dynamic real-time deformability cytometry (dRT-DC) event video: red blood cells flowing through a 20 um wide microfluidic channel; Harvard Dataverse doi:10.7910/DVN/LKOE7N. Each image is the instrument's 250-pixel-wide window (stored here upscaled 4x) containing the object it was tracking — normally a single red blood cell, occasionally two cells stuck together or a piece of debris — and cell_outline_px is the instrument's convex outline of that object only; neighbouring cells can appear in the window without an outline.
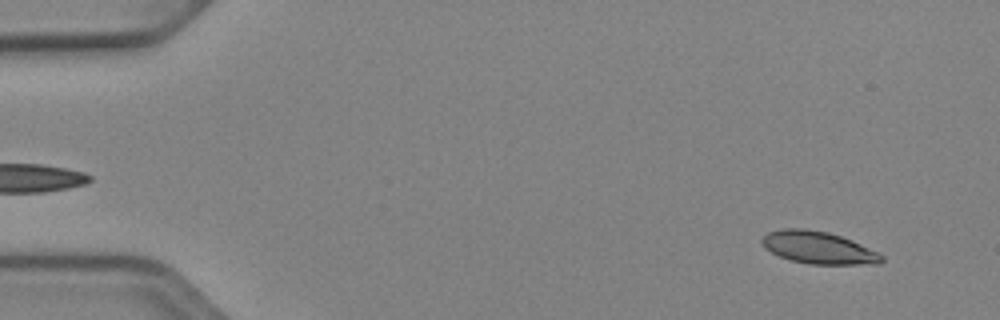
{"species": "Egyptian fruit bat (a non-hibernating species)", "species_latin": "Rousettus aegyptiacus", "temperature_condition": "cold", "stored_images_in_passage": 52, "camera_frame_rate_fps": 3000, "um_per_image_px": 0.085, "animal": {"sex": "female"}, "frame": {"image": 1, "passage_image": 4, "time_ms": 1.0, "image_size_px": [1000, 320], "cell_outline_px": [[884, 260], [880, 264], [808, 264], [792, 260], [780, 256], [764, 248], [760, 240], [768, 232], [780, 228], [804, 228], [828, 232], [852, 240], [884, 256]], "centroid_in_image_um": [69.54, 21.04], "position_along_channel_um": 15.5, "area_um2": 22.48}}
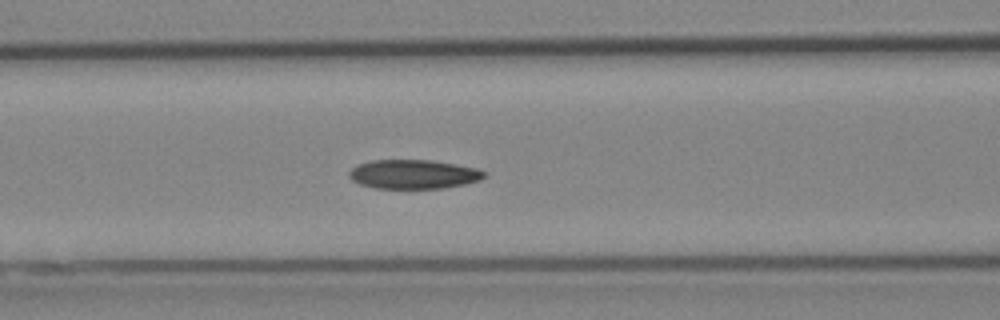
{"frame": {"image": 2, "passage_image": 22, "time_ms": 7.0, "image_size_px": [1000, 320], "cell_outline_px": [[488, 176], [480, 180], [464, 184], [444, 188], [376, 188], [360, 184], [352, 180], [348, 176], [348, 172], [356, 164], [372, 160], [428, 160], [476, 168], [484, 172]], "centroid_in_image_um": [35.11, 14.81], "position_along_channel_um": 131.5, "area_um2": 22.83}}
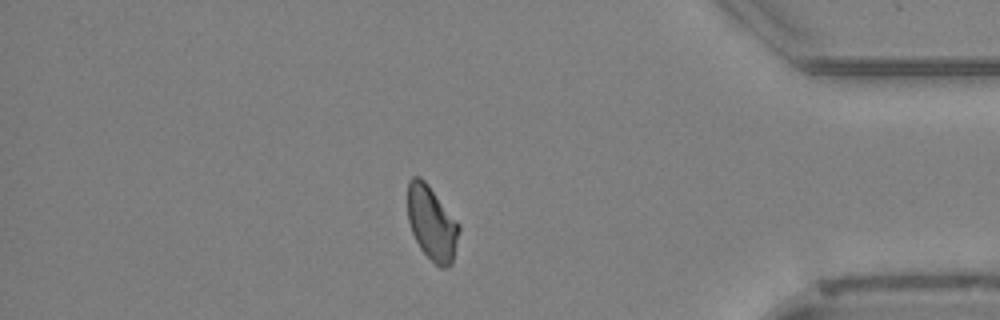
{"frame": {"image": 3, "passage_image": 45, "time_ms": 14.667, "image_size_px": [1000, 320], "cell_outline_px": [[460, 228], [452, 264], [448, 268], [440, 268], [420, 248], [412, 232], [408, 220], [408, 180], [412, 176], [420, 176], [428, 184], [460, 224]], "centroid_in_image_um": [36.71, 18.95], "position_along_channel_um": 398.5, "area_um2": 22.2}, "authors_computed_cell_mechanics": {"area_um2": 22.7443, "velocity_mm_per_s": 3.8953, "shape_relaxation_time_tau1_ms": 7.9695, "shape_relaxation_time_tau2_ms": null, "deformation_change_tau1": 0.1529, "deformation_change_tau2": null}}